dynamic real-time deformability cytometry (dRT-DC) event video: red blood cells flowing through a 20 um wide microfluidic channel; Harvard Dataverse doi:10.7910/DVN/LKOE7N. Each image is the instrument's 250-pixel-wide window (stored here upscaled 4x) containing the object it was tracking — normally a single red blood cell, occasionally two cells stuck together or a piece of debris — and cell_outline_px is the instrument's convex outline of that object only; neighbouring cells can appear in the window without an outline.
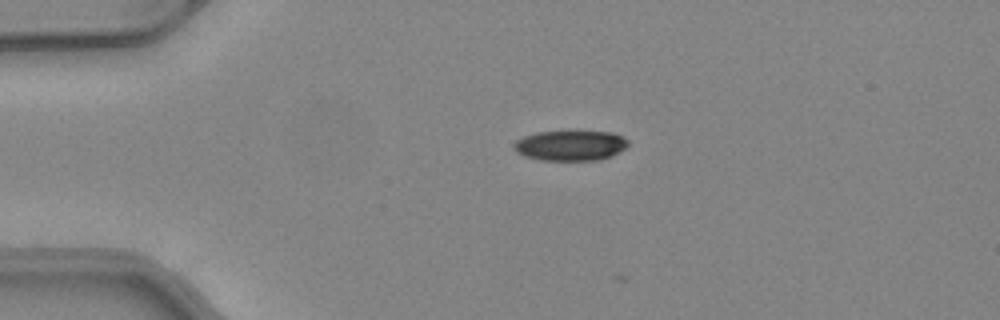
{"species": "common noctule bat (a hibernating species)", "species_latin": "Nyctalus noctula", "temperature_condition": "warm", "stored_images_in_passage": 4, "camera_frame_rate_fps": 3000, "um_per_image_px": 0.085, "animal": {"sex": "female", "body_mass_g": 24.6, "forearm_length_mm": 56.2}, "frame": {"image": 1, "passage_image": 2, "time_ms": 0.333, "image_size_px": [1000, 320], "cell_outline_px": [[628, 144], [620, 152], [612, 156], [600, 160], [540, 160], [524, 156], [516, 152], [512, 148], [512, 144], [516, 140], [524, 136], [536, 132], [612, 132], [624, 136], [628, 140]], "centroid_in_image_um": [48.47, 12.38], "position_along_channel_um": 36.5, "area_um2": 20.23}}